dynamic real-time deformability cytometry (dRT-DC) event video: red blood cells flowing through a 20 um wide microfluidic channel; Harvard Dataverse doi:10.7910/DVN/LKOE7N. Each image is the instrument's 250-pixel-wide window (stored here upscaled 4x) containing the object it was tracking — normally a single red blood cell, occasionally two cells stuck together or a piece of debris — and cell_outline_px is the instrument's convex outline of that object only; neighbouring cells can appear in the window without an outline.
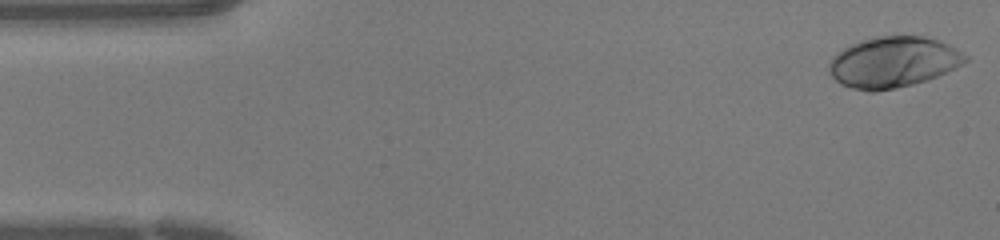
{"species": "human", "species_latin": "Homo sapiens", "temperature_condition": "warm", "stored_images_in_passage": 43, "camera_frame_rate_fps": 3000, "um_per_image_px": 0.085, "donor": {"sex": "female"}, "frame": {"image": 1, "passage_image": 1, "time_ms": 0.0, "image_size_px": [1000, 240], "cell_outline_px": [[968, 60], [964, 64], [956, 68], [928, 80], [896, 88], [876, 92], [868, 92], [852, 88], [840, 84], [832, 76], [828, 68], [828, 64], [832, 56], [844, 48], [860, 40], [876, 36], [924, 36], [948, 44], [956, 48], [968, 56]], "centroid_in_image_um": [75.92, 5.29], "position_along_channel_um": 9.1, "area_um2": 40.58}}
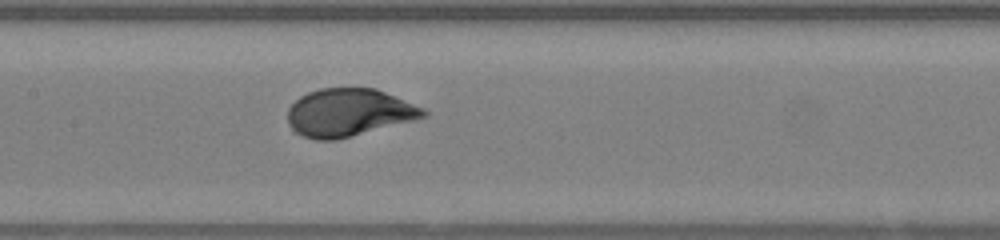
{"frame": {"image": 2, "passage_image": 20, "time_ms": 6.333, "image_size_px": [1000, 240], "cell_outline_px": [[428, 116], [336, 140], [316, 140], [292, 132], [288, 124], [288, 108], [300, 96], [308, 92], [320, 88], [376, 88], [424, 108], [428, 112]], "centroid_in_image_um": [29.62, 9.57], "position_along_channel_um": 177.8, "area_um2": 37.74}}
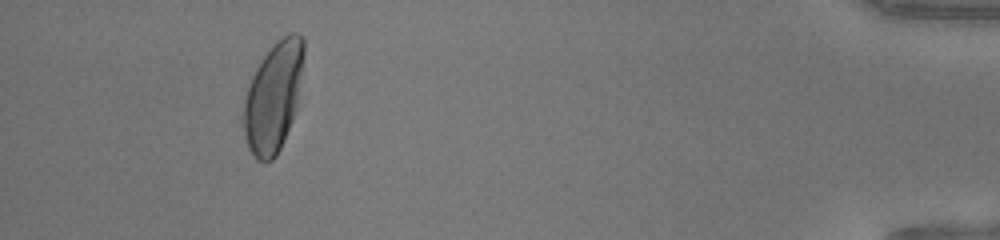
{"frame": {"image": 3, "passage_image": 40, "time_ms": 13.0, "image_size_px": [1000, 240], "cell_outline_px": [[304, 56], [296, 104], [292, 120], [280, 148], [276, 156], [272, 160], [264, 164], [256, 160], [248, 148], [240, 124], [240, 120], [244, 100], [252, 76], [256, 68], [264, 56], [276, 40], [288, 32], [296, 32], [304, 40]], "centroid_in_image_um": [23.19, 8.27], "position_along_channel_um": 412.0, "area_um2": 38.78}}